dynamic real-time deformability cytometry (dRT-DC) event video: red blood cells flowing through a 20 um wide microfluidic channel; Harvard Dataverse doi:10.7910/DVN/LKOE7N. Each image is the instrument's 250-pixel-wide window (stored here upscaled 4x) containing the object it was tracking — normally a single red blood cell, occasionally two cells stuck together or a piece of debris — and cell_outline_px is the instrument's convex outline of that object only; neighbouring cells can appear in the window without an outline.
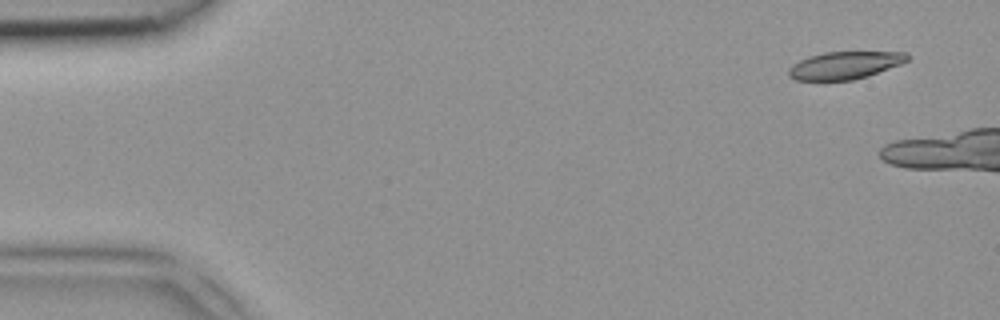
{"species": "common noctule bat (a hibernating species)", "species_latin": "Nyctalus noctula", "temperature_condition": "room temperature", "stored_images_in_passage": 2, "camera_frame_rate_fps": 3000, "um_per_image_px": 0.085, "animal": {"sex": "female", "body_mass_g": 18.4}, "frame": {"image": 1, "passage_image": 1, "time_ms": 0.0, "image_size_px": [1000, 320], "cell_outline_px": [[908, 60], [900, 64], [868, 76], [852, 80], [796, 80], [788, 76], [788, 68], [792, 64], [808, 56], [824, 52], [908, 52]], "centroid_in_image_um": [71.77, 5.55], "position_along_channel_um": 13.2, "area_um2": 19.02}}